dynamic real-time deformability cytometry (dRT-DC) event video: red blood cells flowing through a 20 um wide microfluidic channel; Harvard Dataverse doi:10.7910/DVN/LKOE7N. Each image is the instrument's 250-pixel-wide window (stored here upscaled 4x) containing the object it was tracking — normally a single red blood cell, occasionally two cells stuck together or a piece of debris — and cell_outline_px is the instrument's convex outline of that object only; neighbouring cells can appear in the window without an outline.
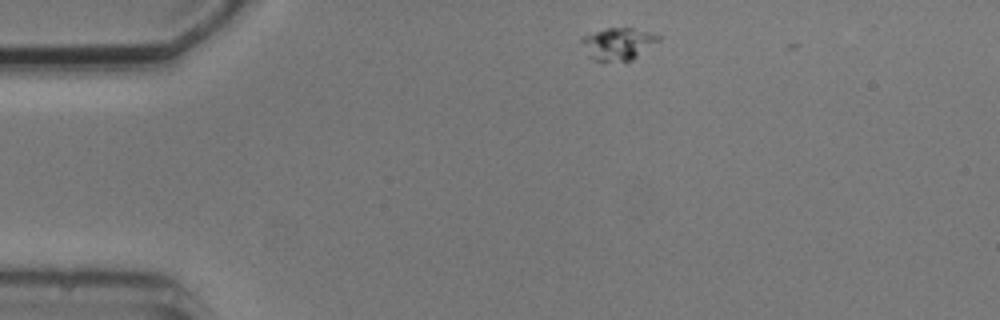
{"species": "common noctule bat (a hibernating species)", "species_latin": "Nyctalus noctula", "temperature_condition": "cold", "stored_images_in_passage": 3, "camera_frame_rate_fps": 3000, "um_per_image_px": 0.085, "animal": {"sex": "male", "body_mass_g": 20.5, "forearm_length_mm": 52.5}, "frame": {"image": 1, "passage_image": 1, "time_ms": 0.0, "image_size_px": [1000, 320], "cell_outline_px": [[660, 40], [632, 60], [596, 60], [588, 56], [580, 40], [584, 36], [604, 28], [632, 28], [648, 32], [660, 36]], "centroid_in_image_um": [52.53, 3.7], "position_along_channel_um": 32.5, "area_um2": 14.05}}
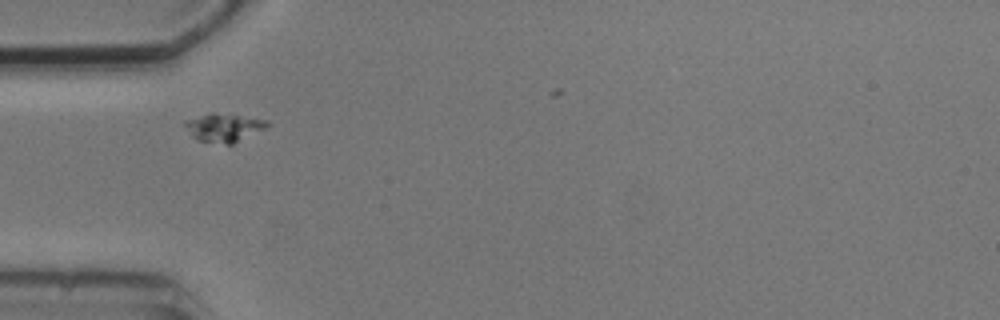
{"frame": {"image": 2, "passage_image": 3, "time_ms": 2.333, "image_size_px": [1000, 320], "cell_outline_px": [[272, 124], [268, 128], [232, 144], [228, 144], [196, 140], [192, 136], [184, 124], [184, 120], [212, 112], [268, 120]], "centroid_in_image_um": [19.07, 10.84], "position_along_channel_um": 65.9, "area_um2": 13.58}}